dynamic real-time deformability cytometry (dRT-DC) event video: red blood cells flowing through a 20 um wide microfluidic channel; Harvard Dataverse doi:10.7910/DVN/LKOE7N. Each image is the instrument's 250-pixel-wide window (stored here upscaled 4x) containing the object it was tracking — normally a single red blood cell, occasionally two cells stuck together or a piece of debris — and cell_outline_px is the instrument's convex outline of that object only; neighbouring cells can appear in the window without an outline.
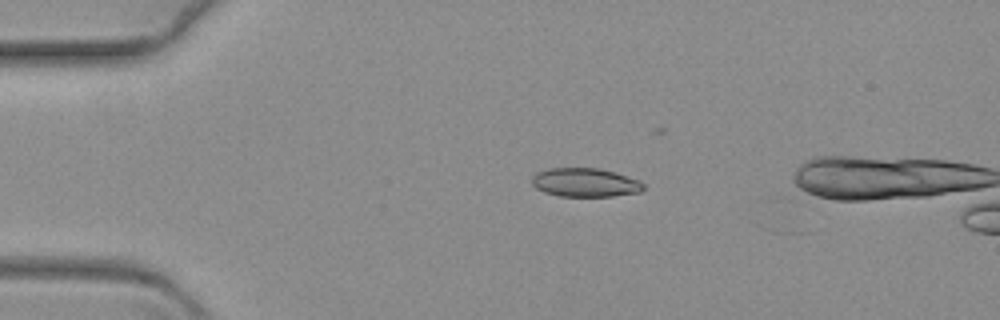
{"species": "common noctule bat (a hibernating species)", "species_latin": "Nyctalus noctula", "temperature_condition": "warm", "stored_images_in_passage": 3, "camera_frame_rate_fps": 3000, "um_per_image_px": 0.085, "animal": {"sex": "female", "body_mass_g": 19.3, "forearm_length_mm": 54.1}, "frame": {"image": 1, "passage_image": 1, "time_ms": 0.0, "image_size_px": [1000, 320], "cell_outline_px": [[644, 188], [640, 192], [612, 196], [560, 196], [544, 192], [536, 188], [532, 184], [532, 176], [536, 172], [548, 168], [600, 168], [616, 172], [640, 180], [644, 184]], "centroid_in_image_um": [49.74, 15.5], "position_along_channel_um": 35.3, "area_um2": 18.84}}